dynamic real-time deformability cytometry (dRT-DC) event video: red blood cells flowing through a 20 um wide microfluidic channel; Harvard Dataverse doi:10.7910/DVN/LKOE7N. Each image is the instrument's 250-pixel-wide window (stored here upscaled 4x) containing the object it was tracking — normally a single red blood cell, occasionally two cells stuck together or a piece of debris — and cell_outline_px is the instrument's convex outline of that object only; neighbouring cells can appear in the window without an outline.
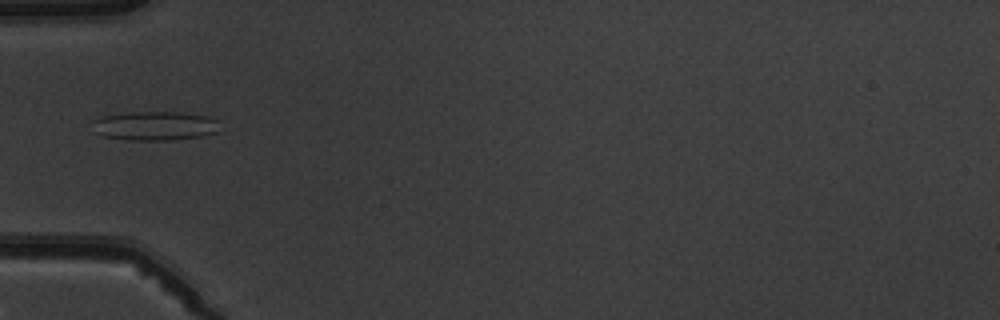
{"species": "common noctule bat (a hibernating species)", "species_latin": "Nyctalus noctula", "temperature_condition": "warm", "stored_images_in_passage": 5, "camera_frame_rate_fps": 3000, "um_per_image_px": 0.085, "animal": {"sex": "male", "body_mass_g": 19.5, "forearm_length_mm": 54.6}, "frame": {"image": 1, "passage_image": 1, "time_ms": 0.0, "image_size_px": [1000, 320], "cell_outline_px": [[220, 120], [216, 132], [204, 136], [172, 140], [128, 140], [104, 136], [92, 132], [92, 120], [100, 116], [132, 112], [180, 112], [204, 116]], "centroid_in_image_um": [13.12, 10.7], "position_along_channel_um": 71.9, "area_um2": 21.79}}
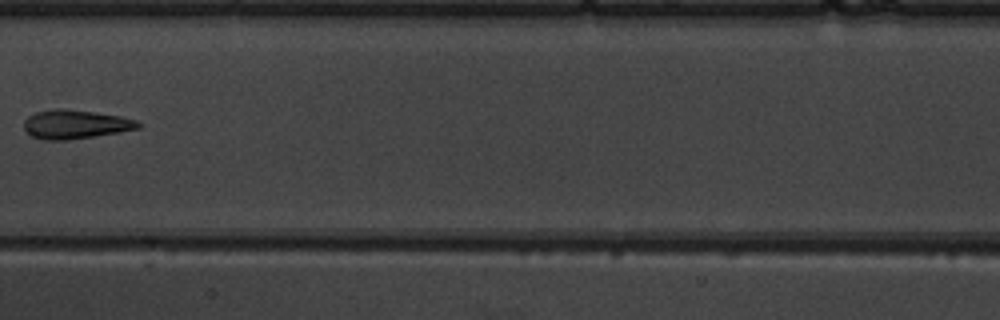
{"frame": {"image": 2, "passage_image": 4, "time_ms": 3.333, "image_size_px": [1000, 320], "cell_outline_px": [[144, 124], [140, 128], [120, 132], [68, 140], [44, 140], [32, 136], [24, 132], [24, 120], [28, 116], [36, 112], [56, 108], [60, 108], [92, 112], [120, 116], [136, 120]], "centroid_in_image_um": [6.4, 10.57], "position_along_channel_um": 201.0, "area_um2": 19.31}}
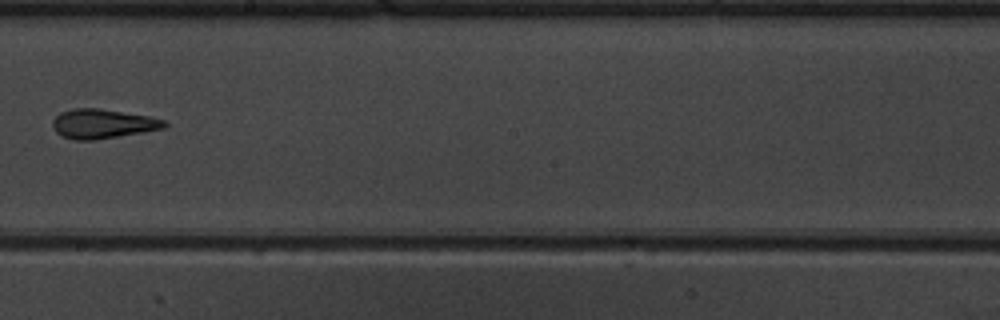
{"frame": {"image": 3, "passage_image": 5, "time_ms": 4.333, "image_size_px": [1000, 320], "cell_outline_px": [[168, 124], [164, 128], [92, 140], [76, 140], [64, 136], [56, 132], [52, 128], [52, 120], [60, 112], [72, 108], [96, 108], [148, 116], [164, 120]], "centroid_in_image_um": [8.67, 10.51], "position_along_channel_um": 239.5, "area_um2": 18.79}}